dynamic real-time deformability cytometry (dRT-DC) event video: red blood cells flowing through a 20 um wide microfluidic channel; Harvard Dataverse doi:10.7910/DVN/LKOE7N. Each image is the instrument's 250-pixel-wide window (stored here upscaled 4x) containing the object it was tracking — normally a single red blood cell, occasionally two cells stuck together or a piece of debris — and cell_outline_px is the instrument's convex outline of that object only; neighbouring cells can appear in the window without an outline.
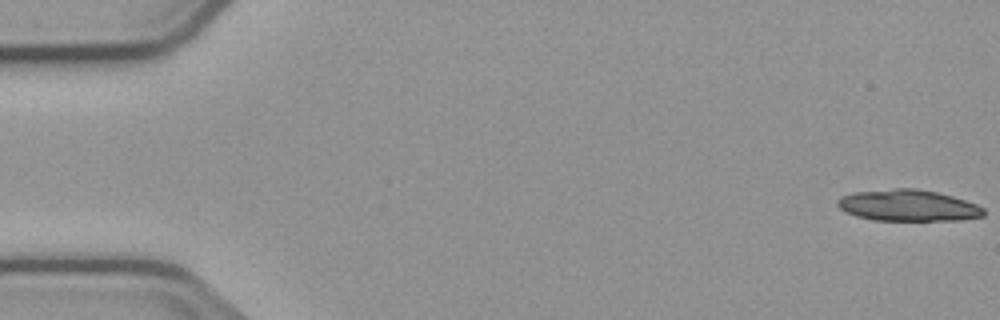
{"species": "common noctule bat (a hibernating species)", "species_latin": "Nyctalus noctula", "temperature_condition": "cold", "stored_images_in_passage": 5, "camera_frame_rate_fps": 3000, "um_per_image_px": 0.085, "animal": {"sex": "male", "body_mass_g": 23.1, "forearm_length_mm": 52.7}, "frame": {"image": 1, "passage_image": 1, "time_ms": 0.0, "image_size_px": [1000, 320], "cell_outline_px": [[984, 216], [960, 220], [872, 220], [856, 216], [840, 208], [836, 204], [836, 200], [840, 196], [852, 192], [896, 188], [916, 188], [936, 192], [952, 196], [976, 204], [984, 208]], "centroid_in_image_um": [77.16, 17.46], "position_along_channel_um": 7.8, "area_um2": 26.76}}